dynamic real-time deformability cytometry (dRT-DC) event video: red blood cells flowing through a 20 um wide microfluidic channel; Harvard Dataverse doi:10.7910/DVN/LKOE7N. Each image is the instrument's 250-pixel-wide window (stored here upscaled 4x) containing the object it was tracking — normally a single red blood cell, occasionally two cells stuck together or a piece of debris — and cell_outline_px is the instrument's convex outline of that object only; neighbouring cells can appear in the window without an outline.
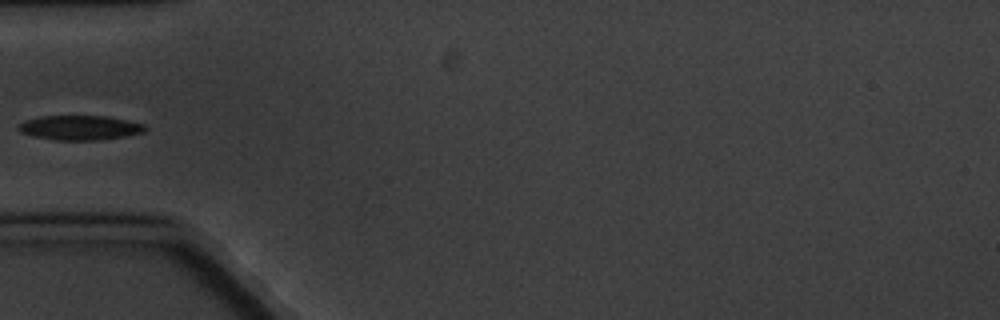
{"species": "common noctule bat (a hibernating species)", "species_latin": "Nyctalus noctula", "temperature_condition": "cold", "stored_images_in_passage": 4, "camera_frame_rate_fps": 3000, "um_per_image_px": 0.085, "animal": {"sex": "male", "body_mass_g": 20.1, "forearm_length_mm": 53.5}, "frame": {"image": 1, "passage_image": 4, "time_ms": 4.333, "image_size_px": [1000, 320], "cell_outline_px": [[148, 128], [144, 132], [124, 136], [100, 140], [56, 140], [32, 136], [20, 132], [16, 128], [16, 124], [24, 120], [40, 116], [104, 116], [128, 120], [144, 124]], "centroid_in_image_um": [6.74, 10.85], "position_along_channel_um": 78.3, "area_um2": 18.32}}